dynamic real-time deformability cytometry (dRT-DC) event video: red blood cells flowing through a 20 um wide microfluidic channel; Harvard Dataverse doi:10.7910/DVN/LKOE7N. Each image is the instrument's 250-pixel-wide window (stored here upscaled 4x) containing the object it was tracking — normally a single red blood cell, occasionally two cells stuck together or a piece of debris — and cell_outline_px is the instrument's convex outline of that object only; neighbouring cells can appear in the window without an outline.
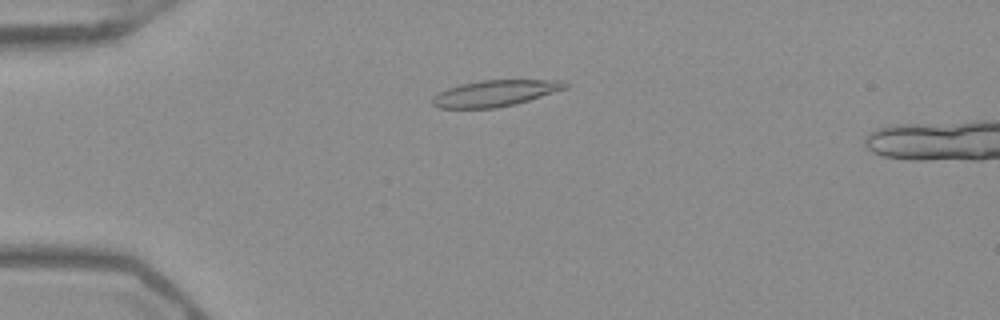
{"species": "Egyptian fruit bat (a non-hibernating species)", "species_latin": "Rousettus aegyptiacus", "temperature_condition": "warm", "stored_images_in_passage": 54, "segment_of_instrument_passage": [1, 2], "camera_frame_rate_fps": 3000, "um_per_image_px": 0.085, "frame": {"image": 1, "passage_image": 14, "time_ms": 4.333, "image_size_px": [1000, 320], "cell_outline_px": [[568, 88], [516, 104], [496, 108], [436, 108], [432, 104], [432, 96], [448, 88], [460, 84], [480, 80], [560, 80], [568, 84]], "centroid_in_image_um": [42.07, 7.93], "position_along_channel_um": 42.9, "area_um2": 20.35}}
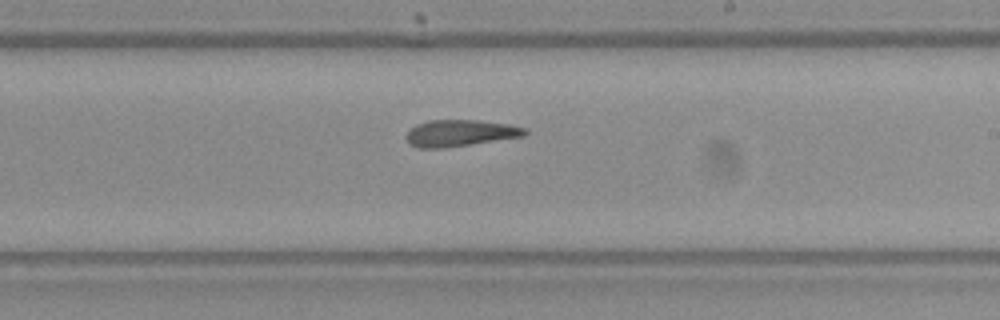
{"frame": {"image": 2, "passage_image": 32, "time_ms": 10.333, "image_size_px": [1000, 320], "cell_outline_px": [[528, 132], [524, 136], [440, 148], [420, 148], [412, 144], [408, 140], [408, 132], [416, 124], [428, 120], [476, 120], [508, 124], [528, 128]], "centroid_in_image_um": [39.15, 11.29], "position_along_channel_um": 249.8, "area_um2": 17.98}}
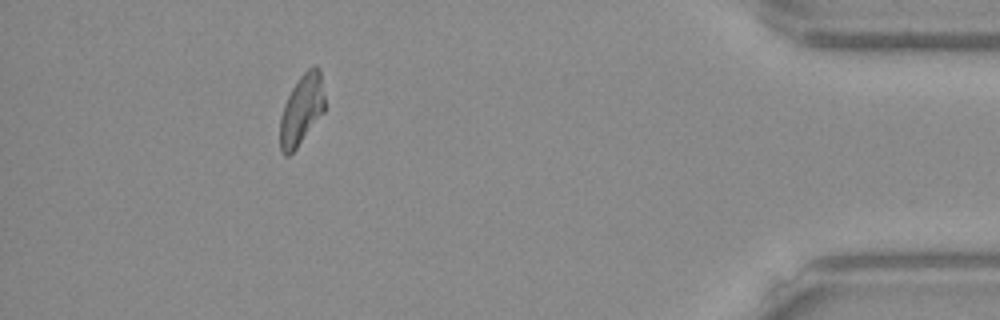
{"frame": {"image": 3, "passage_image": 48, "time_ms": 15.667, "image_size_px": [1000, 320], "cell_outline_px": [[324, 112], [296, 148], [288, 156], [284, 156], [280, 152], [280, 116], [284, 104], [292, 88], [300, 76], [308, 68], [316, 64], [320, 68], [324, 96]], "centroid_in_image_um": [25.63, 9.32], "position_along_channel_um": 409.6, "area_um2": 18.32}}